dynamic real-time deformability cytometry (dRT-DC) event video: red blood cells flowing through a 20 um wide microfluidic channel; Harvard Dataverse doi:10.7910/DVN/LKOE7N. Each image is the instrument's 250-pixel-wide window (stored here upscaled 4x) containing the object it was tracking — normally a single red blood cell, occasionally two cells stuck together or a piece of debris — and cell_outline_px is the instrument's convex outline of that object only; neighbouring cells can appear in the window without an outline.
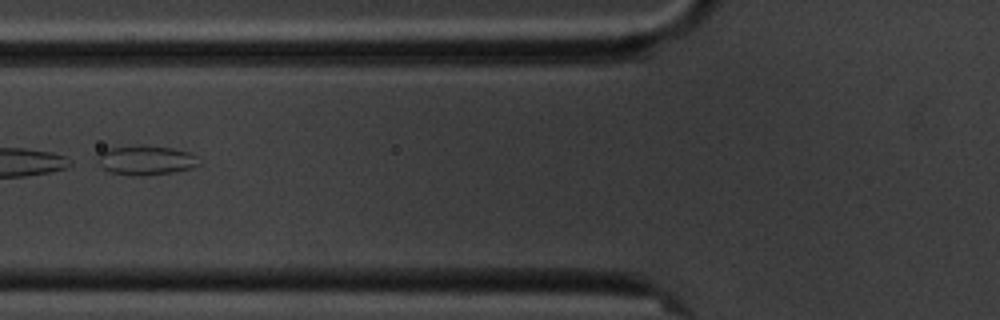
{"species": "common noctule bat (a hibernating species)", "species_latin": "Nyctalus noctula", "temperature_condition": "cold", "stored_images_in_passage": 10, "camera_frame_rate_fps": 3000, "um_per_image_px": 0.085, "animal": {"sex": "male", "body_mass_g": 20.1, "forearm_length_mm": 53.5}, "frame": {"image": 1, "passage_image": 6, "time_ms": 5.667, "image_size_px": [1000, 320], "cell_outline_px": [[200, 164], [192, 168], [172, 172], [144, 176], [132, 176], [112, 172], [104, 168], [96, 160], [100, 152], [108, 148], [140, 144], [144, 144], [172, 148], [188, 152], [196, 156]], "centroid_in_image_um": [12.39, 13.6], "position_along_channel_um": 113.4, "area_um2": 17.57}}